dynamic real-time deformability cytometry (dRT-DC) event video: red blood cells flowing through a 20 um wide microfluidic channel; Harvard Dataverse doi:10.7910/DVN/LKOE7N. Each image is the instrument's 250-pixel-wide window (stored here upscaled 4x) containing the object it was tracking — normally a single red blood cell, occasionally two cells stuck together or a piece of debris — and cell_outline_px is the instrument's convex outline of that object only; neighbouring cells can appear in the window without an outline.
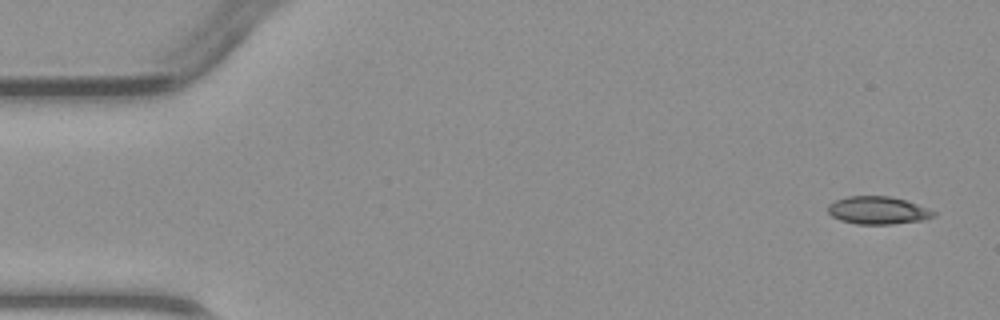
{"species": "common noctule bat (a hibernating species)", "species_latin": "Nyctalus noctula", "temperature_condition": "warm", "stored_images_in_passage": 3, "camera_frame_rate_fps": 3000, "um_per_image_px": 0.085, "animal": {"sex": "male", "body_mass_g": 23.1, "forearm_length_mm": 52.7}, "frame": {"image": 1, "passage_image": 1, "time_ms": 0.0, "image_size_px": [1000, 320], "cell_outline_px": [[936, 216], [924, 220], [892, 224], [856, 224], [840, 220], [832, 216], [828, 212], [828, 204], [836, 200], [848, 196], [888, 196], [904, 200], [916, 204], [936, 212]], "centroid_in_image_um": [74.61, 17.89], "position_along_channel_um": 10.4, "area_um2": 16.99}}
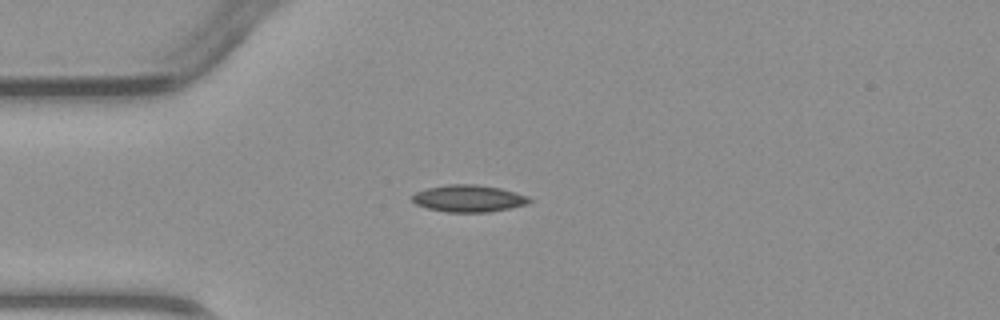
{"frame": {"image": 2, "passage_image": 3, "time_ms": 3.333, "image_size_px": [1000, 320], "cell_outline_px": [[532, 200], [528, 204], [488, 212], [448, 212], [428, 208], [416, 204], [412, 200], [412, 196], [416, 192], [428, 188], [448, 184], [476, 184], [500, 188], [528, 196]], "centroid_in_image_um": [39.84, 16.86], "position_along_channel_um": 45.2, "area_um2": 18.26}}